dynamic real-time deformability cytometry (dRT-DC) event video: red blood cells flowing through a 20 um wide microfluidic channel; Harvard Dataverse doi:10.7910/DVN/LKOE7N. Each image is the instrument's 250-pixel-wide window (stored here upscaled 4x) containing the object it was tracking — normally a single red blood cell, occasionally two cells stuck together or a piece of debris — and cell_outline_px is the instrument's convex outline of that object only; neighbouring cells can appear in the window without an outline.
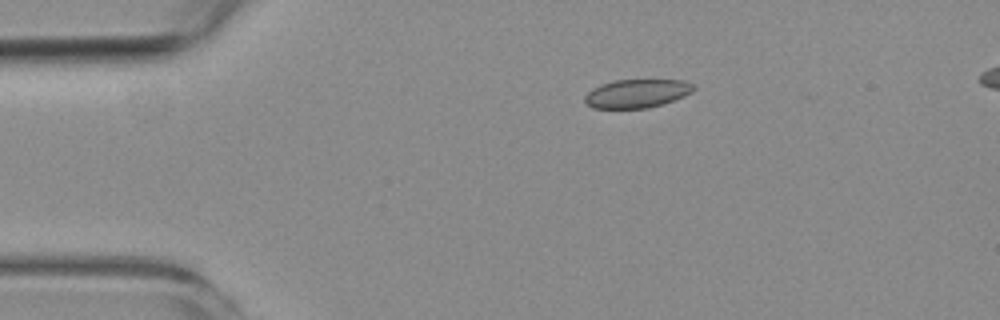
{"species": "common noctule bat (a hibernating species)", "species_latin": "Nyctalus noctula", "temperature_condition": "room temperature", "stored_images_in_passage": 3, "segment_of_instrument_passage": [1, 2], "camera_frame_rate_fps": 3000, "um_per_image_px": 0.085, "animal": {"sex": "female", "body_mass_g": 19.3, "forearm_length_mm": 54.1}, "frame": {"image": 1, "passage_image": 1, "time_ms": 0.0, "image_size_px": [1000, 320], "cell_outline_px": [[696, 88], [692, 92], [684, 96], [648, 108], [592, 108], [584, 100], [584, 96], [592, 88], [600, 84], [616, 80], [684, 80], [692, 84]], "centroid_in_image_um": [54.12, 7.94], "position_along_channel_um": 30.9, "area_um2": 17.98}}